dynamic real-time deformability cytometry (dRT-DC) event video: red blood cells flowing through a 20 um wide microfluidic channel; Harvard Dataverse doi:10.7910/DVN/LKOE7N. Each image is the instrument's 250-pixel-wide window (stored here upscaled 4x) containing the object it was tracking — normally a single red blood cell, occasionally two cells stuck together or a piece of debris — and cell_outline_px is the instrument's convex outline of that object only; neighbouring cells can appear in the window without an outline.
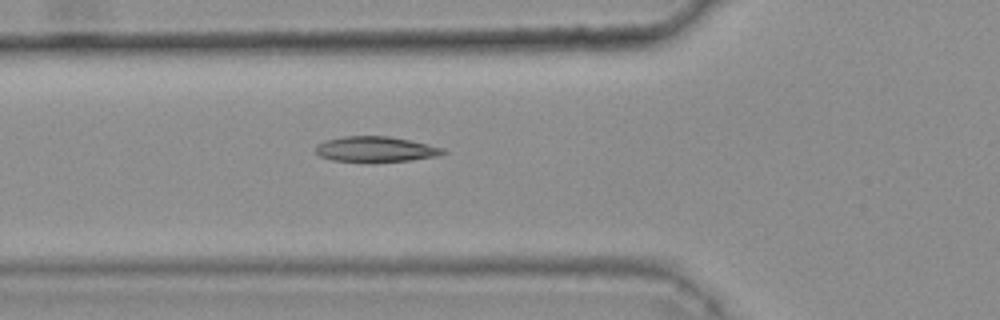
{"species": "common noctule bat (a hibernating species)", "species_latin": "Nyctalus noctula", "temperature_condition": "warm", "stored_images_in_passage": 41, "camera_frame_rate_fps": 3000, "um_per_image_px": 0.085, "animal": {"sex": "female", "body_mass_g": 25.1}, "frame": {"image": 1, "passage_image": 12, "time_ms": 3.667, "image_size_px": [1000, 320], "cell_outline_px": [[448, 152], [440, 156], [412, 160], [332, 160], [320, 156], [316, 152], [316, 144], [324, 140], [344, 136], [388, 136], [408, 140], [444, 148]], "centroid_in_image_um": [31.95, 12.66], "position_along_channel_um": 93.9, "area_um2": 18.38}, "authors_computed_cell_mechanics": {"area_um2": 18.5538, "velocity_mm_per_s": 3.8214, "shape_relaxation_time_tau1_ms": 7.795, "shape_relaxation_time_tau2_ms": 2.7704, "deformation_change_tau1": 0.2191, "deformation_change_tau2": 0.0796}}